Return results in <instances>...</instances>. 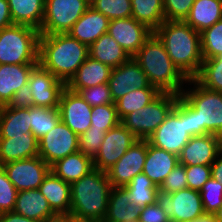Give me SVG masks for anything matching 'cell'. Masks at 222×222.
I'll list each match as a JSON object with an SVG mask.
<instances>
[{"label": "cell", "mask_w": 222, "mask_h": 222, "mask_svg": "<svg viewBox=\"0 0 222 222\" xmlns=\"http://www.w3.org/2000/svg\"><path fill=\"white\" fill-rule=\"evenodd\" d=\"M147 139H138L126 153L106 171L112 187H125L143 171L147 154Z\"/></svg>", "instance_id": "5bb4252c"}, {"label": "cell", "mask_w": 222, "mask_h": 222, "mask_svg": "<svg viewBox=\"0 0 222 222\" xmlns=\"http://www.w3.org/2000/svg\"><path fill=\"white\" fill-rule=\"evenodd\" d=\"M13 24L41 29L45 0H7Z\"/></svg>", "instance_id": "f1b7e54d"}, {"label": "cell", "mask_w": 222, "mask_h": 222, "mask_svg": "<svg viewBox=\"0 0 222 222\" xmlns=\"http://www.w3.org/2000/svg\"><path fill=\"white\" fill-rule=\"evenodd\" d=\"M107 33L116 40L130 57H133L153 31L135 18L129 17L111 20Z\"/></svg>", "instance_id": "ac0fdd59"}, {"label": "cell", "mask_w": 222, "mask_h": 222, "mask_svg": "<svg viewBox=\"0 0 222 222\" xmlns=\"http://www.w3.org/2000/svg\"><path fill=\"white\" fill-rule=\"evenodd\" d=\"M185 170L188 188L199 192L211 177V165H185Z\"/></svg>", "instance_id": "f6af8a7d"}, {"label": "cell", "mask_w": 222, "mask_h": 222, "mask_svg": "<svg viewBox=\"0 0 222 222\" xmlns=\"http://www.w3.org/2000/svg\"><path fill=\"white\" fill-rule=\"evenodd\" d=\"M40 32L13 24L0 30V65L38 64Z\"/></svg>", "instance_id": "8992f818"}, {"label": "cell", "mask_w": 222, "mask_h": 222, "mask_svg": "<svg viewBox=\"0 0 222 222\" xmlns=\"http://www.w3.org/2000/svg\"><path fill=\"white\" fill-rule=\"evenodd\" d=\"M108 130L88 129L78 136V151L92 158L98 153Z\"/></svg>", "instance_id": "b9f144b4"}, {"label": "cell", "mask_w": 222, "mask_h": 222, "mask_svg": "<svg viewBox=\"0 0 222 222\" xmlns=\"http://www.w3.org/2000/svg\"><path fill=\"white\" fill-rule=\"evenodd\" d=\"M141 208L131 203L125 187H112L103 222H139Z\"/></svg>", "instance_id": "4316f807"}, {"label": "cell", "mask_w": 222, "mask_h": 222, "mask_svg": "<svg viewBox=\"0 0 222 222\" xmlns=\"http://www.w3.org/2000/svg\"><path fill=\"white\" fill-rule=\"evenodd\" d=\"M78 135L60 121L38 140L40 156L49 166L78 151Z\"/></svg>", "instance_id": "7c38bea8"}, {"label": "cell", "mask_w": 222, "mask_h": 222, "mask_svg": "<svg viewBox=\"0 0 222 222\" xmlns=\"http://www.w3.org/2000/svg\"><path fill=\"white\" fill-rule=\"evenodd\" d=\"M154 33L173 64L188 78H195L202 66L201 33L185 21L165 20Z\"/></svg>", "instance_id": "6da1fadb"}, {"label": "cell", "mask_w": 222, "mask_h": 222, "mask_svg": "<svg viewBox=\"0 0 222 222\" xmlns=\"http://www.w3.org/2000/svg\"><path fill=\"white\" fill-rule=\"evenodd\" d=\"M89 7L85 0H45L40 35L68 33Z\"/></svg>", "instance_id": "30bf717a"}, {"label": "cell", "mask_w": 222, "mask_h": 222, "mask_svg": "<svg viewBox=\"0 0 222 222\" xmlns=\"http://www.w3.org/2000/svg\"><path fill=\"white\" fill-rule=\"evenodd\" d=\"M2 167L17 191L39 189L50 172V166L40 156L12 161Z\"/></svg>", "instance_id": "4fadbf2b"}, {"label": "cell", "mask_w": 222, "mask_h": 222, "mask_svg": "<svg viewBox=\"0 0 222 222\" xmlns=\"http://www.w3.org/2000/svg\"><path fill=\"white\" fill-rule=\"evenodd\" d=\"M149 83L160 92L180 95L189 80L170 59L166 48L153 32L133 56Z\"/></svg>", "instance_id": "277c9868"}, {"label": "cell", "mask_w": 222, "mask_h": 222, "mask_svg": "<svg viewBox=\"0 0 222 222\" xmlns=\"http://www.w3.org/2000/svg\"><path fill=\"white\" fill-rule=\"evenodd\" d=\"M61 121L78 136L91 126L92 107L78 92L65 87L59 100Z\"/></svg>", "instance_id": "e0dca14e"}, {"label": "cell", "mask_w": 222, "mask_h": 222, "mask_svg": "<svg viewBox=\"0 0 222 222\" xmlns=\"http://www.w3.org/2000/svg\"><path fill=\"white\" fill-rule=\"evenodd\" d=\"M120 123L115 103L92 107L89 129L110 130Z\"/></svg>", "instance_id": "ab89813d"}, {"label": "cell", "mask_w": 222, "mask_h": 222, "mask_svg": "<svg viewBox=\"0 0 222 222\" xmlns=\"http://www.w3.org/2000/svg\"><path fill=\"white\" fill-rule=\"evenodd\" d=\"M89 56L111 68H116L130 58L129 54L108 33L101 35L89 46Z\"/></svg>", "instance_id": "4dcf8cb0"}, {"label": "cell", "mask_w": 222, "mask_h": 222, "mask_svg": "<svg viewBox=\"0 0 222 222\" xmlns=\"http://www.w3.org/2000/svg\"><path fill=\"white\" fill-rule=\"evenodd\" d=\"M78 93L91 107L114 103L108 83L81 89Z\"/></svg>", "instance_id": "ee69618b"}, {"label": "cell", "mask_w": 222, "mask_h": 222, "mask_svg": "<svg viewBox=\"0 0 222 222\" xmlns=\"http://www.w3.org/2000/svg\"><path fill=\"white\" fill-rule=\"evenodd\" d=\"M0 222H37L35 220L29 219L25 216H21L14 211L5 212L0 214Z\"/></svg>", "instance_id": "f5cc1de1"}, {"label": "cell", "mask_w": 222, "mask_h": 222, "mask_svg": "<svg viewBox=\"0 0 222 222\" xmlns=\"http://www.w3.org/2000/svg\"><path fill=\"white\" fill-rule=\"evenodd\" d=\"M61 121L59 108L30 107L31 133L39 140Z\"/></svg>", "instance_id": "d590c367"}, {"label": "cell", "mask_w": 222, "mask_h": 222, "mask_svg": "<svg viewBox=\"0 0 222 222\" xmlns=\"http://www.w3.org/2000/svg\"><path fill=\"white\" fill-rule=\"evenodd\" d=\"M37 65H0V107L8 105L18 89L28 83L30 74Z\"/></svg>", "instance_id": "603a6c76"}, {"label": "cell", "mask_w": 222, "mask_h": 222, "mask_svg": "<svg viewBox=\"0 0 222 222\" xmlns=\"http://www.w3.org/2000/svg\"><path fill=\"white\" fill-rule=\"evenodd\" d=\"M187 125V102L179 95L164 122L147 138L150 145L177 156L191 139Z\"/></svg>", "instance_id": "52a82bcc"}, {"label": "cell", "mask_w": 222, "mask_h": 222, "mask_svg": "<svg viewBox=\"0 0 222 222\" xmlns=\"http://www.w3.org/2000/svg\"><path fill=\"white\" fill-rule=\"evenodd\" d=\"M213 215L215 216L218 222H222V205Z\"/></svg>", "instance_id": "11a10c76"}, {"label": "cell", "mask_w": 222, "mask_h": 222, "mask_svg": "<svg viewBox=\"0 0 222 222\" xmlns=\"http://www.w3.org/2000/svg\"><path fill=\"white\" fill-rule=\"evenodd\" d=\"M108 86L114 103L130 91L155 88L149 83L146 74L133 57L116 68H112Z\"/></svg>", "instance_id": "2e32d148"}, {"label": "cell", "mask_w": 222, "mask_h": 222, "mask_svg": "<svg viewBox=\"0 0 222 222\" xmlns=\"http://www.w3.org/2000/svg\"><path fill=\"white\" fill-rule=\"evenodd\" d=\"M221 151L222 137L214 134L192 136L178 156L179 163L211 165Z\"/></svg>", "instance_id": "d6986e66"}, {"label": "cell", "mask_w": 222, "mask_h": 222, "mask_svg": "<svg viewBox=\"0 0 222 222\" xmlns=\"http://www.w3.org/2000/svg\"><path fill=\"white\" fill-rule=\"evenodd\" d=\"M51 222H66V217L58 218L57 220Z\"/></svg>", "instance_id": "6f0895ef"}, {"label": "cell", "mask_w": 222, "mask_h": 222, "mask_svg": "<svg viewBox=\"0 0 222 222\" xmlns=\"http://www.w3.org/2000/svg\"><path fill=\"white\" fill-rule=\"evenodd\" d=\"M17 192L6 171L0 166V214L14 210Z\"/></svg>", "instance_id": "7bdbcfd3"}, {"label": "cell", "mask_w": 222, "mask_h": 222, "mask_svg": "<svg viewBox=\"0 0 222 222\" xmlns=\"http://www.w3.org/2000/svg\"><path fill=\"white\" fill-rule=\"evenodd\" d=\"M30 108L0 107V138L31 132Z\"/></svg>", "instance_id": "1f68e13d"}, {"label": "cell", "mask_w": 222, "mask_h": 222, "mask_svg": "<svg viewBox=\"0 0 222 222\" xmlns=\"http://www.w3.org/2000/svg\"><path fill=\"white\" fill-rule=\"evenodd\" d=\"M89 5H91L93 2H95L96 0H85Z\"/></svg>", "instance_id": "680465c9"}, {"label": "cell", "mask_w": 222, "mask_h": 222, "mask_svg": "<svg viewBox=\"0 0 222 222\" xmlns=\"http://www.w3.org/2000/svg\"><path fill=\"white\" fill-rule=\"evenodd\" d=\"M156 202L171 222H187L206 215L200 192L193 189L169 193L158 188Z\"/></svg>", "instance_id": "9c48e42d"}, {"label": "cell", "mask_w": 222, "mask_h": 222, "mask_svg": "<svg viewBox=\"0 0 222 222\" xmlns=\"http://www.w3.org/2000/svg\"><path fill=\"white\" fill-rule=\"evenodd\" d=\"M139 222H171V220L156 202L141 208Z\"/></svg>", "instance_id": "c3c4849f"}, {"label": "cell", "mask_w": 222, "mask_h": 222, "mask_svg": "<svg viewBox=\"0 0 222 222\" xmlns=\"http://www.w3.org/2000/svg\"><path fill=\"white\" fill-rule=\"evenodd\" d=\"M200 196L205 213L213 215L222 205V185L210 177L202 186Z\"/></svg>", "instance_id": "60d3db41"}, {"label": "cell", "mask_w": 222, "mask_h": 222, "mask_svg": "<svg viewBox=\"0 0 222 222\" xmlns=\"http://www.w3.org/2000/svg\"><path fill=\"white\" fill-rule=\"evenodd\" d=\"M7 106L14 108H30L33 106V97L28 83L18 89Z\"/></svg>", "instance_id": "681fc988"}, {"label": "cell", "mask_w": 222, "mask_h": 222, "mask_svg": "<svg viewBox=\"0 0 222 222\" xmlns=\"http://www.w3.org/2000/svg\"><path fill=\"white\" fill-rule=\"evenodd\" d=\"M111 188L107 173L96 168L73 182L69 217L103 222L108 210Z\"/></svg>", "instance_id": "5b68a950"}, {"label": "cell", "mask_w": 222, "mask_h": 222, "mask_svg": "<svg viewBox=\"0 0 222 222\" xmlns=\"http://www.w3.org/2000/svg\"><path fill=\"white\" fill-rule=\"evenodd\" d=\"M132 15L153 32L165 21L163 0H131Z\"/></svg>", "instance_id": "d6a6232c"}, {"label": "cell", "mask_w": 222, "mask_h": 222, "mask_svg": "<svg viewBox=\"0 0 222 222\" xmlns=\"http://www.w3.org/2000/svg\"><path fill=\"white\" fill-rule=\"evenodd\" d=\"M28 84L33 97V106L58 108L66 84L39 64L32 70Z\"/></svg>", "instance_id": "9a60e30c"}, {"label": "cell", "mask_w": 222, "mask_h": 222, "mask_svg": "<svg viewBox=\"0 0 222 222\" xmlns=\"http://www.w3.org/2000/svg\"><path fill=\"white\" fill-rule=\"evenodd\" d=\"M89 57V47L68 33L40 35L38 64L67 84Z\"/></svg>", "instance_id": "7a4b0ae2"}, {"label": "cell", "mask_w": 222, "mask_h": 222, "mask_svg": "<svg viewBox=\"0 0 222 222\" xmlns=\"http://www.w3.org/2000/svg\"><path fill=\"white\" fill-rule=\"evenodd\" d=\"M211 177L222 185V151L211 164Z\"/></svg>", "instance_id": "816d5d0a"}, {"label": "cell", "mask_w": 222, "mask_h": 222, "mask_svg": "<svg viewBox=\"0 0 222 222\" xmlns=\"http://www.w3.org/2000/svg\"><path fill=\"white\" fill-rule=\"evenodd\" d=\"M13 211L37 222H51L60 218L39 189L18 191Z\"/></svg>", "instance_id": "ffe728a7"}, {"label": "cell", "mask_w": 222, "mask_h": 222, "mask_svg": "<svg viewBox=\"0 0 222 222\" xmlns=\"http://www.w3.org/2000/svg\"><path fill=\"white\" fill-rule=\"evenodd\" d=\"M159 188L169 193L188 188L185 165L178 162Z\"/></svg>", "instance_id": "7dc6e473"}, {"label": "cell", "mask_w": 222, "mask_h": 222, "mask_svg": "<svg viewBox=\"0 0 222 222\" xmlns=\"http://www.w3.org/2000/svg\"><path fill=\"white\" fill-rule=\"evenodd\" d=\"M161 92L157 88H141L130 91L116 102V110L121 121L126 115L137 111L154 100Z\"/></svg>", "instance_id": "836d02e7"}, {"label": "cell", "mask_w": 222, "mask_h": 222, "mask_svg": "<svg viewBox=\"0 0 222 222\" xmlns=\"http://www.w3.org/2000/svg\"><path fill=\"white\" fill-rule=\"evenodd\" d=\"M178 162L179 158L177 155L156 148L148 142L146 160L142 173L148 176L157 187H160Z\"/></svg>", "instance_id": "d4e9b609"}, {"label": "cell", "mask_w": 222, "mask_h": 222, "mask_svg": "<svg viewBox=\"0 0 222 222\" xmlns=\"http://www.w3.org/2000/svg\"><path fill=\"white\" fill-rule=\"evenodd\" d=\"M195 79L207 89L222 92V55L203 60Z\"/></svg>", "instance_id": "8d00e7d4"}, {"label": "cell", "mask_w": 222, "mask_h": 222, "mask_svg": "<svg viewBox=\"0 0 222 222\" xmlns=\"http://www.w3.org/2000/svg\"><path fill=\"white\" fill-rule=\"evenodd\" d=\"M179 95L161 92L146 106L126 115L120 122L138 139H147L173 109Z\"/></svg>", "instance_id": "ba28073f"}, {"label": "cell", "mask_w": 222, "mask_h": 222, "mask_svg": "<svg viewBox=\"0 0 222 222\" xmlns=\"http://www.w3.org/2000/svg\"><path fill=\"white\" fill-rule=\"evenodd\" d=\"M66 222H98V221L77 220L68 216L66 217Z\"/></svg>", "instance_id": "9f6ffc18"}, {"label": "cell", "mask_w": 222, "mask_h": 222, "mask_svg": "<svg viewBox=\"0 0 222 222\" xmlns=\"http://www.w3.org/2000/svg\"><path fill=\"white\" fill-rule=\"evenodd\" d=\"M111 71L112 68L110 66L89 56L66 84V87L71 91L78 92L81 89L108 83Z\"/></svg>", "instance_id": "484cf974"}, {"label": "cell", "mask_w": 222, "mask_h": 222, "mask_svg": "<svg viewBox=\"0 0 222 222\" xmlns=\"http://www.w3.org/2000/svg\"><path fill=\"white\" fill-rule=\"evenodd\" d=\"M137 140L138 138L120 122L106 132L101 147L93 158L94 168L106 172Z\"/></svg>", "instance_id": "8fae6325"}, {"label": "cell", "mask_w": 222, "mask_h": 222, "mask_svg": "<svg viewBox=\"0 0 222 222\" xmlns=\"http://www.w3.org/2000/svg\"><path fill=\"white\" fill-rule=\"evenodd\" d=\"M39 191L60 218L70 215L71 184L66 183L50 171L39 186Z\"/></svg>", "instance_id": "7402d4cb"}, {"label": "cell", "mask_w": 222, "mask_h": 222, "mask_svg": "<svg viewBox=\"0 0 222 222\" xmlns=\"http://www.w3.org/2000/svg\"><path fill=\"white\" fill-rule=\"evenodd\" d=\"M125 188L129 193L131 203L140 208L156 203L159 187L144 173L136 175Z\"/></svg>", "instance_id": "e575fe53"}, {"label": "cell", "mask_w": 222, "mask_h": 222, "mask_svg": "<svg viewBox=\"0 0 222 222\" xmlns=\"http://www.w3.org/2000/svg\"><path fill=\"white\" fill-rule=\"evenodd\" d=\"M90 6L110 21L129 18L132 15L131 0H96Z\"/></svg>", "instance_id": "f35d334b"}, {"label": "cell", "mask_w": 222, "mask_h": 222, "mask_svg": "<svg viewBox=\"0 0 222 222\" xmlns=\"http://www.w3.org/2000/svg\"><path fill=\"white\" fill-rule=\"evenodd\" d=\"M203 60L222 55V19L201 32Z\"/></svg>", "instance_id": "74e56055"}, {"label": "cell", "mask_w": 222, "mask_h": 222, "mask_svg": "<svg viewBox=\"0 0 222 222\" xmlns=\"http://www.w3.org/2000/svg\"><path fill=\"white\" fill-rule=\"evenodd\" d=\"M195 0H163L165 20L184 21Z\"/></svg>", "instance_id": "bcb514c9"}, {"label": "cell", "mask_w": 222, "mask_h": 222, "mask_svg": "<svg viewBox=\"0 0 222 222\" xmlns=\"http://www.w3.org/2000/svg\"><path fill=\"white\" fill-rule=\"evenodd\" d=\"M110 20L91 6L72 26L68 34L86 46L92 45L101 35L107 33Z\"/></svg>", "instance_id": "44dd1931"}, {"label": "cell", "mask_w": 222, "mask_h": 222, "mask_svg": "<svg viewBox=\"0 0 222 222\" xmlns=\"http://www.w3.org/2000/svg\"><path fill=\"white\" fill-rule=\"evenodd\" d=\"M221 19L222 0H195L184 21L201 33Z\"/></svg>", "instance_id": "f546056e"}, {"label": "cell", "mask_w": 222, "mask_h": 222, "mask_svg": "<svg viewBox=\"0 0 222 222\" xmlns=\"http://www.w3.org/2000/svg\"><path fill=\"white\" fill-rule=\"evenodd\" d=\"M13 25L7 0H0V30Z\"/></svg>", "instance_id": "f907efd6"}, {"label": "cell", "mask_w": 222, "mask_h": 222, "mask_svg": "<svg viewBox=\"0 0 222 222\" xmlns=\"http://www.w3.org/2000/svg\"><path fill=\"white\" fill-rule=\"evenodd\" d=\"M187 222H218L214 215L206 214L205 216L198 218L197 220H191Z\"/></svg>", "instance_id": "db71d44e"}, {"label": "cell", "mask_w": 222, "mask_h": 222, "mask_svg": "<svg viewBox=\"0 0 222 222\" xmlns=\"http://www.w3.org/2000/svg\"><path fill=\"white\" fill-rule=\"evenodd\" d=\"M189 83V84H188ZM180 96L187 102V125L191 136L214 134L222 137V92L189 79Z\"/></svg>", "instance_id": "3957f363"}, {"label": "cell", "mask_w": 222, "mask_h": 222, "mask_svg": "<svg viewBox=\"0 0 222 222\" xmlns=\"http://www.w3.org/2000/svg\"><path fill=\"white\" fill-rule=\"evenodd\" d=\"M38 152V139L31 132L11 138H0V166L38 156Z\"/></svg>", "instance_id": "cb8c5ba5"}, {"label": "cell", "mask_w": 222, "mask_h": 222, "mask_svg": "<svg viewBox=\"0 0 222 222\" xmlns=\"http://www.w3.org/2000/svg\"><path fill=\"white\" fill-rule=\"evenodd\" d=\"M94 169L93 158L79 151L56 161L50 171L66 183L72 184Z\"/></svg>", "instance_id": "83f0119b"}]
</instances>
